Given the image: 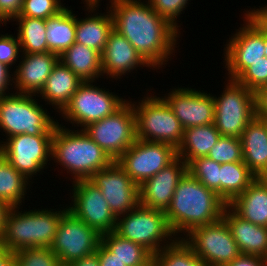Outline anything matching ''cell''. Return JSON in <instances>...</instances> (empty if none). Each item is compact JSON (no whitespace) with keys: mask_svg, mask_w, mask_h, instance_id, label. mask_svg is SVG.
<instances>
[{"mask_svg":"<svg viewBox=\"0 0 267 266\" xmlns=\"http://www.w3.org/2000/svg\"><path fill=\"white\" fill-rule=\"evenodd\" d=\"M113 29L152 67L159 69L175 51L179 31L160 17L149 1L110 0ZM146 3V4H145Z\"/></svg>","mask_w":267,"mask_h":266,"instance_id":"obj_1","label":"cell"},{"mask_svg":"<svg viewBox=\"0 0 267 266\" xmlns=\"http://www.w3.org/2000/svg\"><path fill=\"white\" fill-rule=\"evenodd\" d=\"M226 206L215 191L187 171L178 182L165 215L172 233L178 236L183 232L185 236L193 228L219 221Z\"/></svg>","mask_w":267,"mask_h":266,"instance_id":"obj_2","label":"cell"},{"mask_svg":"<svg viewBox=\"0 0 267 266\" xmlns=\"http://www.w3.org/2000/svg\"><path fill=\"white\" fill-rule=\"evenodd\" d=\"M52 159L73 175L72 182L89 179L114 162L84 130L72 131L58 123L52 139Z\"/></svg>","mask_w":267,"mask_h":266,"instance_id":"obj_3","label":"cell"},{"mask_svg":"<svg viewBox=\"0 0 267 266\" xmlns=\"http://www.w3.org/2000/svg\"><path fill=\"white\" fill-rule=\"evenodd\" d=\"M20 207H12L7 214L0 244L16 252L22 248H50L61 217L68 211L38 209L21 213Z\"/></svg>","mask_w":267,"mask_h":266,"instance_id":"obj_4","label":"cell"},{"mask_svg":"<svg viewBox=\"0 0 267 266\" xmlns=\"http://www.w3.org/2000/svg\"><path fill=\"white\" fill-rule=\"evenodd\" d=\"M7 94L0 97V128L7 138L18 134L54 135L59 122L33 99L36 95Z\"/></svg>","mask_w":267,"mask_h":266,"instance_id":"obj_5","label":"cell"},{"mask_svg":"<svg viewBox=\"0 0 267 266\" xmlns=\"http://www.w3.org/2000/svg\"><path fill=\"white\" fill-rule=\"evenodd\" d=\"M114 231L121 237L142 245L153 255L160 252L165 246L170 245L176 238H180L172 233L165 211L148 208L140 204L133 210L117 217ZM162 242L166 244H162Z\"/></svg>","mask_w":267,"mask_h":266,"instance_id":"obj_6","label":"cell"},{"mask_svg":"<svg viewBox=\"0 0 267 266\" xmlns=\"http://www.w3.org/2000/svg\"><path fill=\"white\" fill-rule=\"evenodd\" d=\"M146 95L138 105L130 101L135 115L137 139L167 143L177 149L184 132L180 121L163 97Z\"/></svg>","mask_w":267,"mask_h":266,"instance_id":"obj_7","label":"cell"},{"mask_svg":"<svg viewBox=\"0 0 267 266\" xmlns=\"http://www.w3.org/2000/svg\"><path fill=\"white\" fill-rule=\"evenodd\" d=\"M215 102L214 125L221 136L241 138L256 116L255 94L237 80L228 79L226 88Z\"/></svg>","mask_w":267,"mask_h":266,"instance_id":"obj_8","label":"cell"},{"mask_svg":"<svg viewBox=\"0 0 267 266\" xmlns=\"http://www.w3.org/2000/svg\"><path fill=\"white\" fill-rule=\"evenodd\" d=\"M93 85V81L82 82L70 102L60 112L64 120L75 123L82 130L91 123L114 114L128 100L109 90Z\"/></svg>","mask_w":267,"mask_h":266,"instance_id":"obj_9","label":"cell"},{"mask_svg":"<svg viewBox=\"0 0 267 266\" xmlns=\"http://www.w3.org/2000/svg\"><path fill=\"white\" fill-rule=\"evenodd\" d=\"M83 130L116 161L137 139L132 104L127 101L114 114L89 124Z\"/></svg>","mask_w":267,"mask_h":266,"instance_id":"obj_10","label":"cell"},{"mask_svg":"<svg viewBox=\"0 0 267 266\" xmlns=\"http://www.w3.org/2000/svg\"><path fill=\"white\" fill-rule=\"evenodd\" d=\"M185 238L183 240L208 266H225L241 254L223 218L193 228Z\"/></svg>","mask_w":267,"mask_h":266,"instance_id":"obj_11","label":"cell"},{"mask_svg":"<svg viewBox=\"0 0 267 266\" xmlns=\"http://www.w3.org/2000/svg\"><path fill=\"white\" fill-rule=\"evenodd\" d=\"M176 158L177 149L170 144L136 139L116 162L140 186Z\"/></svg>","mask_w":267,"mask_h":266,"instance_id":"obj_12","label":"cell"},{"mask_svg":"<svg viewBox=\"0 0 267 266\" xmlns=\"http://www.w3.org/2000/svg\"><path fill=\"white\" fill-rule=\"evenodd\" d=\"M101 243V234L69 210L61 217L50 249L63 264L96 252Z\"/></svg>","mask_w":267,"mask_h":266,"instance_id":"obj_13","label":"cell"},{"mask_svg":"<svg viewBox=\"0 0 267 266\" xmlns=\"http://www.w3.org/2000/svg\"><path fill=\"white\" fill-rule=\"evenodd\" d=\"M6 139L0 142L1 155L28 180L52 158L53 135L18 134Z\"/></svg>","mask_w":267,"mask_h":266,"instance_id":"obj_14","label":"cell"},{"mask_svg":"<svg viewBox=\"0 0 267 266\" xmlns=\"http://www.w3.org/2000/svg\"><path fill=\"white\" fill-rule=\"evenodd\" d=\"M72 185L73 205L70 204L68 210L100 234L114 231L117 218L111 212L100 188L89 179L74 181Z\"/></svg>","mask_w":267,"mask_h":266,"instance_id":"obj_15","label":"cell"},{"mask_svg":"<svg viewBox=\"0 0 267 266\" xmlns=\"http://www.w3.org/2000/svg\"><path fill=\"white\" fill-rule=\"evenodd\" d=\"M244 18L243 27L229 38L224 48L225 68L228 78L232 80H236L253 63L265 57V35Z\"/></svg>","mask_w":267,"mask_h":266,"instance_id":"obj_16","label":"cell"},{"mask_svg":"<svg viewBox=\"0 0 267 266\" xmlns=\"http://www.w3.org/2000/svg\"><path fill=\"white\" fill-rule=\"evenodd\" d=\"M89 180L100 188L116 218L139 204V186L116 161L107 168L95 172Z\"/></svg>","mask_w":267,"mask_h":266,"instance_id":"obj_17","label":"cell"},{"mask_svg":"<svg viewBox=\"0 0 267 266\" xmlns=\"http://www.w3.org/2000/svg\"><path fill=\"white\" fill-rule=\"evenodd\" d=\"M183 129L214 123L215 102L211 94L194 88H174L163 98Z\"/></svg>","mask_w":267,"mask_h":266,"instance_id":"obj_18","label":"cell"},{"mask_svg":"<svg viewBox=\"0 0 267 266\" xmlns=\"http://www.w3.org/2000/svg\"><path fill=\"white\" fill-rule=\"evenodd\" d=\"M187 172V163L177 157L167 167L139 186V204L166 211L170 206L175 188Z\"/></svg>","mask_w":267,"mask_h":266,"instance_id":"obj_19","label":"cell"},{"mask_svg":"<svg viewBox=\"0 0 267 266\" xmlns=\"http://www.w3.org/2000/svg\"><path fill=\"white\" fill-rule=\"evenodd\" d=\"M13 75L16 93L37 95L43 89L59 55L53 52L23 53Z\"/></svg>","mask_w":267,"mask_h":266,"instance_id":"obj_20","label":"cell"},{"mask_svg":"<svg viewBox=\"0 0 267 266\" xmlns=\"http://www.w3.org/2000/svg\"><path fill=\"white\" fill-rule=\"evenodd\" d=\"M103 75L120 79L137 67H151L133 45L114 29L110 32L106 46L101 54Z\"/></svg>","mask_w":267,"mask_h":266,"instance_id":"obj_21","label":"cell"},{"mask_svg":"<svg viewBox=\"0 0 267 266\" xmlns=\"http://www.w3.org/2000/svg\"><path fill=\"white\" fill-rule=\"evenodd\" d=\"M243 162L257 178L267 179V121L255 116L242 136Z\"/></svg>","mask_w":267,"mask_h":266,"instance_id":"obj_22","label":"cell"},{"mask_svg":"<svg viewBox=\"0 0 267 266\" xmlns=\"http://www.w3.org/2000/svg\"><path fill=\"white\" fill-rule=\"evenodd\" d=\"M222 218L230 228L241 254L256 255L267 259V227L242 219L228 205L223 211Z\"/></svg>","mask_w":267,"mask_h":266,"instance_id":"obj_23","label":"cell"},{"mask_svg":"<svg viewBox=\"0 0 267 266\" xmlns=\"http://www.w3.org/2000/svg\"><path fill=\"white\" fill-rule=\"evenodd\" d=\"M228 206L242 219L267 227V179L256 178Z\"/></svg>","mask_w":267,"mask_h":266,"instance_id":"obj_24","label":"cell"},{"mask_svg":"<svg viewBox=\"0 0 267 266\" xmlns=\"http://www.w3.org/2000/svg\"><path fill=\"white\" fill-rule=\"evenodd\" d=\"M81 83L82 80L59 60L39 95L47 104L51 103L52 107L58 109L60 114Z\"/></svg>","mask_w":267,"mask_h":266,"instance_id":"obj_25","label":"cell"},{"mask_svg":"<svg viewBox=\"0 0 267 266\" xmlns=\"http://www.w3.org/2000/svg\"><path fill=\"white\" fill-rule=\"evenodd\" d=\"M59 60L69 67L82 82H95L96 78L103 76L101 54L83 44L73 43L59 55Z\"/></svg>","mask_w":267,"mask_h":266,"instance_id":"obj_26","label":"cell"},{"mask_svg":"<svg viewBox=\"0 0 267 266\" xmlns=\"http://www.w3.org/2000/svg\"><path fill=\"white\" fill-rule=\"evenodd\" d=\"M221 134L214 123L204 126H194L184 129L182 142L177 148V157L187 165L198 157H206Z\"/></svg>","mask_w":267,"mask_h":266,"instance_id":"obj_27","label":"cell"},{"mask_svg":"<svg viewBox=\"0 0 267 266\" xmlns=\"http://www.w3.org/2000/svg\"><path fill=\"white\" fill-rule=\"evenodd\" d=\"M107 14L98 12L85 17V19L76 18V36L75 42L83 44L89 48L98 51L100 54L106 46L108 36L113 30V18L110 10Z\"/></svg>","mask_w":267,"mask_h":266,"instance_id":"obj_28","label":"cell"},{"mask_svg":"<svg viewBox=\"0 0 267 266\" xmlns=\"http://www.w3.org/2000/svg\"><path fill=\"white\" fill-rule=\"evenodd\" d=\"M76 36V16L65 7L57 15L46 19L47 52L61 55L73 43Z\"/></svg>","mask_w":267,"mask_h":266,"instance_id":"obj_29","label":"cell"},{"mask_svg":"<svg viewBox=\"0 0 267 266\" xmlns=\"http://www.w3.org/2000/svg\"><path fill=\"white\" fill-rule=\"evenodd\" d=\"M101 243L126 266H152L153 254L115 231L101 234Z\"/></svg>","mask_w":267,"mask_h":266,"instance_id":"obj_30","label":"cell"},{"mask_svg":"<svg viewBox=\"0 0 267 266\" xmlns=\"http://www.w3.org/2000/svg\"><path fill=\"white\" fill-rule=\"evenodd\" d=\"M256 175L242 162L221 164L220 198L229 205L256 179Z\"/></svg>","mask_w":267,"mask_h":266,"instance_id":"obj_31","label":"cell"},{"mask_svg":"<svg viewBox=\"0 0 267 266\" xmlns=\"http://www.w3.org/2000/svg\"><path fill=\"white\" fill-rule=\"evenodd\" d=\"M29 181L19 173L0 153V200L11 207H20ZM21 204V205H20Z\"/></svg>","mask_w":267,"mask_h":266,"instance_id":"obj_32","label":"cell"},{"mask_svg":"<svg viewBox=\"0 0 267 266\" xmlns=\"http://www.w3.org/2000/svg\"><path fill=\"white\" fill-rule=\"evenodd\" d=\"M19 22L17 37L22 53L47 52L46 20L31 17H16Z\"/></svg>","mask_w":267,"mask_h":266,"instance_id":"obj_33","label":"cell"},{"mask_svg":"<svg viewBox=\"0 0 267 266\" xmlns=\"http://www.w3.org/2000/svg\"><path fill=\"white\" fill-rule=\"evenodd\" d=\"M152 266H208L183 240L176 238L152 257Z\"/></svg>","mask_w":267,"mask_h":266,"instance_id":"obj_34","label":"cell"},{"mask_svg":"<svg viewBox=\"0 0 267 266\" xmlns=\"http://www.w3.org/2000/svg\"><path fill=\"white\" fill-rule=\"evenodd\" d=\"M220 167L221 164L206 156L193 159L187 165V171L220 197Z\"/></svg>","mask_w":267,"mask_h":266,"instance_id":"obj_35","label":"cell"},{"mask_svg":"<svg viewBox=\"0 0 267 266\" xmlns=\"http://www.w3.org/2000/svg\"><path fill=\"white\" fill-rule=\"evenodd\" d=\"M207 157L219 164L242 162L241 138L220 136L218 142L210 150Z\"/></svg>","mask_w":267,"mask_h":266,"instance_id":"obj_36","label":"cell"},{"mask_svg":"<svg viewBox=\"0 0 267 266\" xmlns=\"http://www.w3.org/2000/svg\"><path fill=\"white\" fill-rule=\"evenodd\" d=\"M14 254L16 266H59L61 263L50 248H22Z\"/></svg>","mask_w":267,"mask_h":266,"instance_id":"obj_37","label":"cell"},{"mask_svg":"<svg viewBox=\"0 0 267 266\" xmlns=\"http://www.w3.org/2000/svg\"><path fill=\"white\" fill-rule=\"evenodd\" d=\"M65 8L61 0H24L18 17L48 19Z\"/></svg>","mask_w":267,"mask_h":266,"instance_id":"obj_38","label":"cell"},{"mask_svg":"<svg viewBox=\"0 0 267 266\" xmlns=\"http://www.w3.org/2000/svg\"><path fill=\"white\" fill-rule=\"evenodd\" d=\"M240 84L254 93L267 85V58L253 63L237 79Z\"/></svg>","mask_w":267,"mask_h":266,"instance_id":"obj_39","label":"cell"},{"mask_svg":"<svg viewBox=\"0 0 267 266\" xmlns=\"http://www.w3.org/2000/svg\"><path fill=\"white\" fill-rule=\"evenodd\" d=\"M152 9L179 31L178 15L182 14L189 0H148ZM178 25V26H177Z\"/></svg>","mask_w":267,"mask_h":266,"instance_id":"obj_40","label":"cell"},{"mask_svg":"<svg viewBox=\"0 0 267 266\" xmlns=\"http://www.w3.org/2000/svg\"><path fill=\"white\" fill-rule=\"evenodd\" d=\"M20 42L18 37L12 35L0 36V62L4 63L8 67H11L19 58L21 52Z\"/></svg>","mask_w":267,"mask_h":266,"instance_id":"obj_41","label":"cell"},{"mask_svg":"<svg viewBox=\"0 0 267 266\" xmlns=\"http://www.w3.org/2000/svg\"><path fill=\"white\" fill-rule=\"evenodd\" d=\"M24 0H0V17L7 23L19 16Z\"/></svg>","mask_w":267,"mask_h":266,"instance_id":"obj_42","label":"cell"},{"mask_svg":"<svg viewBox=\"0 0 267 266\" xmlns=\"http://www.w3.org/2000/svg\"><path fill=\"white\" fill-rule=\"evenodd\" d=\"M246 11L245 17L267 36V6Z\"/></svg>","mask_w":267,"mask_h":266,"instance_id":"obj_43","label":"cell"},{"mask_svg":"<svg viewBox=\"0 0 267 266\" xmlns=\"http://www.w3.org/2000/svg\"><path fill=\"white\" fill-rule=\"evenodd\" d=\"M225 266H267V259L256 255L240 254Z\"/></svg>","mask_w":267,"mask_h":266,"instance_id":"obj_44","label":"cell"},{"mask_svg":"<svg viewBox=\"0 0 267 266\" xmlns=\"http://www.w3.org/2000/svg\"><path fill=\"white\" fill-rule=\"evenodd\" d=\"M100 266H126L102 244L98 245L96 250Z\"/></svg>","mask_w":267,"mask_h":266,"instance_id":"obj_45","label":"cell"},{"mask_svg":"<svg viewBox=\"0 0 267 266\" xmlns=\"http://www.w3.org/2000/svg\"><path fill=\"white\" fill-rule=\"evenodd\" d=\"M254 94L256 116L267 121V88H260Z\"/></svg>","mask_w":267,"mask_h":266,"instance_id":"obj_46","label":"cell"},{"mask_svg":"<svg viewBox=\"0 0 267 266\" xmlns=\"http://www.w3.org/2000/svg\"><path fill=\"white\" fill-rule=\"evenodd\" d=\"M10 67L5 65L4 63L0 62V97L7 95V89H9V85L12 86L13 83V77L14 76L12 72L9 70ZM12 73V75L10 74Z\"/></svg>","mask_w":267,"mask_h":266,"instance_id":"obj_47","label":"cell"},{"mask_svg":"<svg viewBox=\"0 0 267 266\" xmlns=\"http://www.w3.org/2000/svg\"><path fill=\"white\" fill-rule=\"evenodd\" d=\"M0 266H16L15 254L0 244Z\"/></svg>","mask_w":267,"mask_h":266,"instance_id":"obj_48","label":"cell"},{"mask_svg":"<svg viewBox=\"0 0 267 266\" xmlns=\"http://www.w3.org/2000/svg\"><path fill=\"white\" fill-rule=\"evenodd\" d=\"M72 266H100L97 253L82 257L71 263Z\"/></svg>","mask_w":267,"mask_h":266,"instance_id":"obj_49","label":"cell"},{"mask_svg":"<svg viewBox=\"0 0 267 266\" xmlns=\"http://www.w3.org/2000/svg\"><path fill=\"white\" fill-rule=\"evenodd\" d=\"M12 207L5 201L0 200V236L2 235L7 214Z\"/></svg>","mask_w":267,"mask_h":266,"instance_id":"obj_50","label":"cell"},{"mask_svg":"<svg viewBox=\"0 0 267 266\" xmlns=\"http://www.w3.org/2000/svg\"><path fill=\"white\" fill-rule=\"evenodd\" d=\"M265 57L267 58V36H265Z\"/></svg>","mask_w":267,"mask_h":266,"instance_id":"obj_51","label":"cell"},{"mask_svg":"<svg viewBox=\"0 0 267 266\" xmlns=\"http://www.w3.org/2000/svg\"><path fill=\"white\" fill-rule=\"evenodd\" d=\"M59 266H72L71 264H63V263H60Z\"/></svg>","mask_w":267,"mask_h":266,"instance_id":"obj_52","label":"cell"},{"mask_svg":"<svg viewBox=\"0 0 267 266\" xmlns=\"http://www.w3.org/2000/svg\"><path fill=\"white\" fill-rule=\"evenodd\" d=\"M0 23H1V24L4 23V24L6 25V22H5L1 17H0Z\"/></svg>","mask_w":267,"mask_h":266,"instance_id":"obj_53","label":"cell"}]
</instances>
